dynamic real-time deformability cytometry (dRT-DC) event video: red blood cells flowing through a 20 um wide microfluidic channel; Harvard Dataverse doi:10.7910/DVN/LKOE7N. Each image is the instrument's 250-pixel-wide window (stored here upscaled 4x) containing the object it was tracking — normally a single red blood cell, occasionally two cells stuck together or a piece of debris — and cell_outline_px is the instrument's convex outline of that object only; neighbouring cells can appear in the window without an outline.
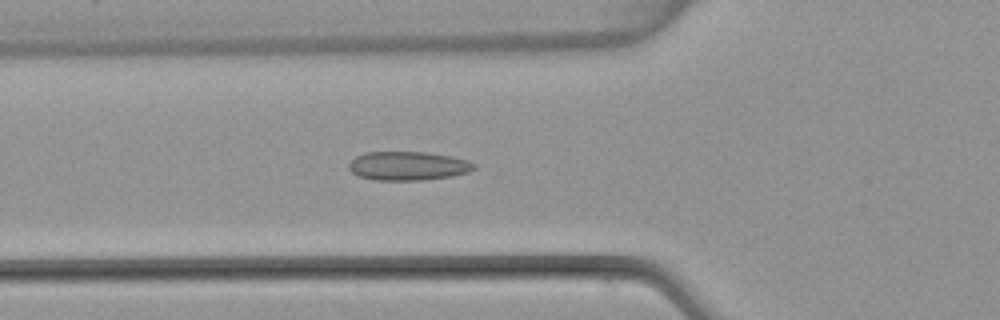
{"species": "common noctule bat (a hibernating species)", "species_latin": "Nyctalus noctula", "temperature_condition": "warm", "stored_images_in_passage": 53, "camera_frame_rate_fps": 3000, "um_per_image_px": 0.085, "animal": {"sex": "female", "body_mass_g": 22.7, "forearm_length_mm": 54.2}, "frame": {"image": 1, "passage_image": 19, "time_ms": 6.0, "image_size_px": [1000, 320], "cell_outline_px": [[476, 168], [468, 172], [452, 176], [420, 180], [376, 180], [360, 176], [352, 172], [348, 168], [348, 164], [356, 156], [364, 152], [424, 152], [452, 156], [468, 160], [476, 164]], "centroid_in_image_um": [34.69, 14.09], "position_along_channel_um": 91.1, "area_um2": 21.04}}
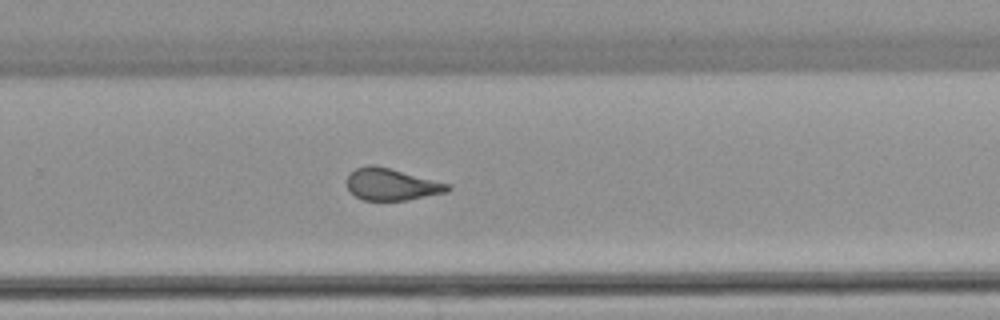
{"frame": {"image": 2, "passage_image": 35, "time_ms": 11.333, "image_size_px": [1000, 320], "cell_outline_px": [[452, 188], [448, 192], [408, 200], [364, 200], [356, 196], [348, 188], [344, 180], [348, 172], [356, 168], [368, 164], [376, 164], [452, 184]], "centroid_in_image_um": [33.28, 15.65], "position_along_channel_um": 296.5, "area_um2": 19.25}}
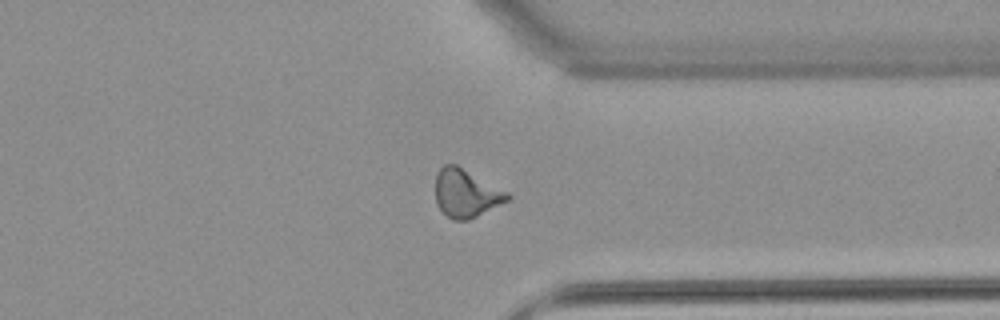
{"frame": {"image": 3, "passage_image": 41, "time_ms": 13.333, "image_size_px": [1000, 320], "cell_outline_px": [[512, 196], [508, 200], [468, 220], [452, 220], [436, 204], [436, 172], [444, 164], [456, 164], [508, 192]], "centroid_in_image_um": [39.59, 16.41], "position_along_channel_um": 371.8, "area_um2": 19.94}, "authors_computed_cell_mechanics": {"area_um2": 19.941, "velocity_mm_per_s": 3.8533, "shape_relaxation_time_tau1_ms": null, "shape_relaxation_time_tau2_ms": 1.1198, "deformation_change_tau1": null, "deformation_change_tau2": 0.0728}}